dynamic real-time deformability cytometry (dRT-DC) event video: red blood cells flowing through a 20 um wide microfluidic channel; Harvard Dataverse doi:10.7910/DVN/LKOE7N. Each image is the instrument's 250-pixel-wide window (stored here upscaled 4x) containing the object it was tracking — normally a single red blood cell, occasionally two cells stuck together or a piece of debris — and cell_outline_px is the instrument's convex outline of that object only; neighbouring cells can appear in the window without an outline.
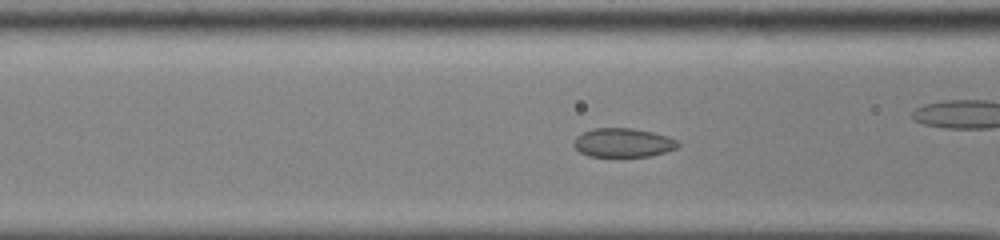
{"species": "common noctule bat (a hibernating species)", "species_latin": "Nyctalus noctula", "temperature_condition": "cold", "stored_images_in_passage": 38, "camera_frame_rate_fps": 3000, "um_per_image_px": 0.085, "animal": {"sex": "male", "body_mass_g": 13.0, "forearm_length_mm": 53.1}, "frame": {"image": 1, "passage_image": 12, "time_ms": 3.667, "image_size_px": [1000, 240], "cell_outline_px": [[680, 144], [676, 148], [664, 152], [648, 156], [588, 156], [580, 152], [572, 144], [576, 136], [592, 128], [632, 128], [652, 132], [668, 136], [676, 140]], "centroid_in_image_um": [52.94, 12.12], "position_along_channel_um": 113.7, "area_um2": 17.46}, "authors_computed_cell_mechanics": {"area_um2": 17.9758, "velocity_mm_per_s": 3.8949, "shape_relaxation_time_tau1_ms": null, "shape_relaxation_time_tau2_ms": 1.5197, "deformation_change_tau1": null, "deformation_change_tau2": 0.0456}}